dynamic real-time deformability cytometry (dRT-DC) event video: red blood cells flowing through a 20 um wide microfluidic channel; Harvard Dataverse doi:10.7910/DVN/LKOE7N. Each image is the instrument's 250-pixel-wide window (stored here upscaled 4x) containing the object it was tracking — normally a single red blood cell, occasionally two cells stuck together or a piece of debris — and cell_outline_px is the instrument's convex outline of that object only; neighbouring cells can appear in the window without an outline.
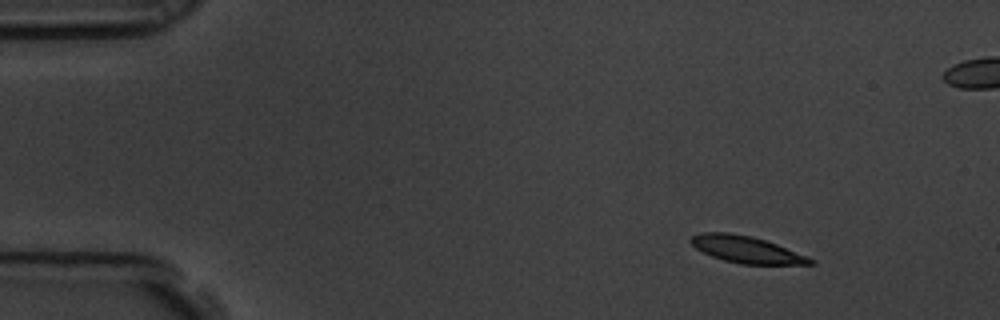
{"species": "common noctule bat (a hibernating species)", "species_latin": "Nyctalus noctula", "temperature_condition": "room temperature", "stored_images_in_passage": 5, "camera_frame_rate_fps": 3000, "um_per_image_px": 0.085, "animal": {"sex": "male", "body_mass_g": 19.5, "forearm_length_mm": 54.6}, "frame": {"image": 1, "passage_image": 1, "time_ms": 0.0, "image_size_px": [1000, 320], "cell_outline_px": [[816, 264], [740, 264], [724, 260], [712, 256], [696, 248], [688, 240], [692, 236], [704, 232], [728, 232], [752, 236], [776, 244], [808, 256], [816, 260]], "centroid_in_image_um": [63.46, 21.21], "position_along_channel_um": 21.5, "area_um2": 18.55}}